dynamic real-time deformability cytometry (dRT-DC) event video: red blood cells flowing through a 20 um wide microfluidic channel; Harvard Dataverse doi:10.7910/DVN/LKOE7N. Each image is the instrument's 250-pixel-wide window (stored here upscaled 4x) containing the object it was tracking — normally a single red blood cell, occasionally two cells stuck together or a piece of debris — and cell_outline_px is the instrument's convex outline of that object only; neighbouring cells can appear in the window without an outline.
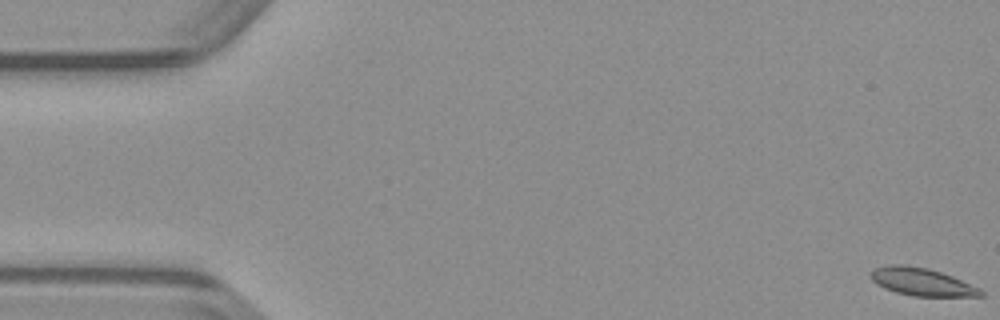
{"species": "common noctule bat (a hibernating species)", "species_latin": "Nyctalus noctula", "temperature_condition": "warm", "stored_images_in_passage": 50, "camera_frame_rate_fps": 3000, "um_per_image_px": 0.085, "animal": {"sex": "male", "body_mass_g": 23.1, "forearm_length_mm": 52.7}, "frame": {"image": 1, "passage_image": 1, "time_ms": 0.0, "image_size_px": [1000, 320], "cell_outline_px": [[984, 296], [912, 296], [896, 292], [884, 288], [876, 284], [868, 276], [868, 272], [876, 268], [888, 264], [904, 264], [928, 268], [952, 276], [980, 288], [984, 292]], "centroid_in_image_um": [78.31, 23.95], "position_along_channel_um": 6.7, "area_um2": 17.92}}
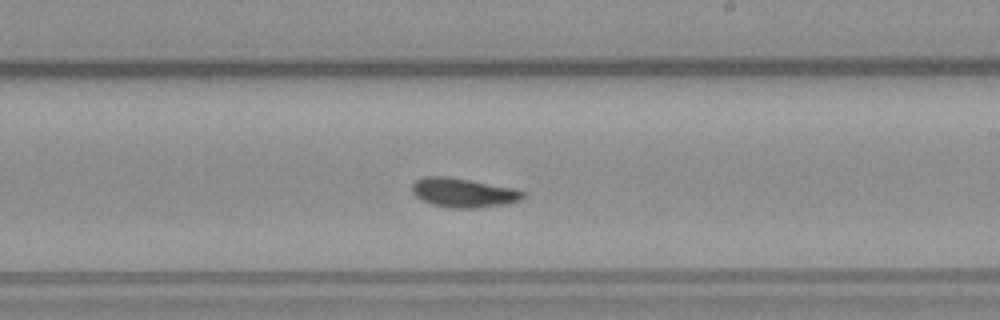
{"frame": {"image": 2, "passage_image": 29, "time_ms": 9.333, "image_size_px": [1000, 320], "cell_outline_px": [[524, 196], [520, 200], [508, 204], [476, 208], [452, 208], [432, 204], [420, 200], [412, 192], [412, 184], [416, 180], [424, 176], [448, 176], [512, 188], [524, 192]], "centroid_in_image_um": [39.35, 16.38], "position_along_channel_um": 249.6, "area_um2": 18.84}}
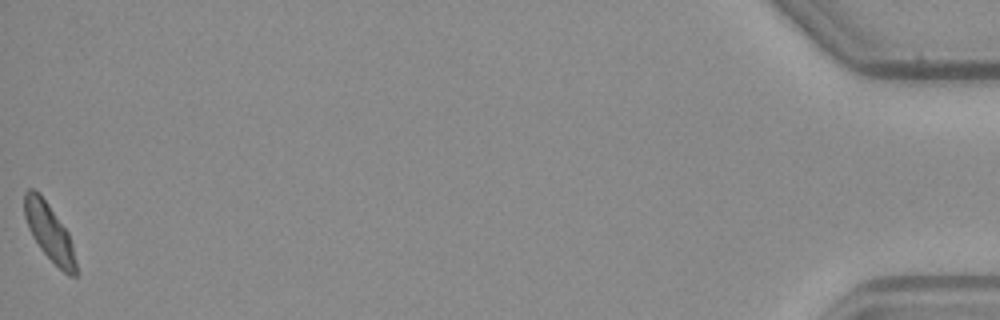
{"frame": {"image": 3, "passage_image": 50, "time_ms": 16.333, "image_size_px": [1000, 320], "cell_outline_px": [[80, 272], [76, 276], [68, 276], [40, 248], [32, 236], [28, 228], [24, 216], [24, 192], [28, 188], [32, 188], [40, 192], [68, 232], [72, 244]], "centroid_in_image_um": [4.21, 19.74], "position_along_channel_um": 431.0, "area_um2": 17.4}}